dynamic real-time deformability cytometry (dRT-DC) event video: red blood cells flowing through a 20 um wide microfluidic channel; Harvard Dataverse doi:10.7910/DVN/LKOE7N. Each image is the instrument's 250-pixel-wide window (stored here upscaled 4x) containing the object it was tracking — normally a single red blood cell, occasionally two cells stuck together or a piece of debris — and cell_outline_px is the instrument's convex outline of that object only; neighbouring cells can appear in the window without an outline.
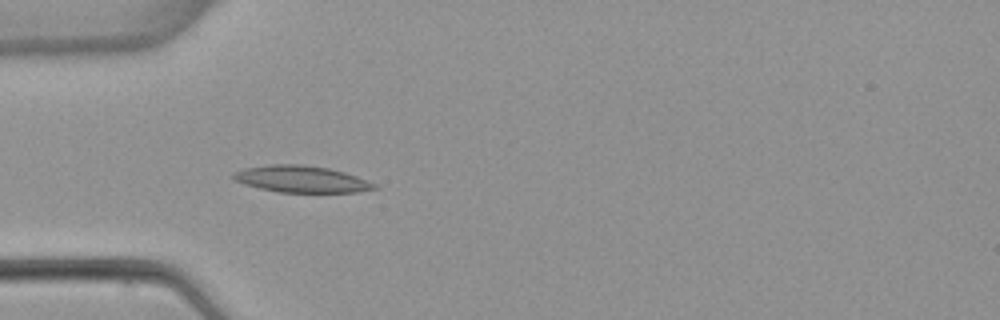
{"species": "common noctule bat (a hibernating species)", "species_latin": "Nyctalus noctula", "temperature_condition": "warm", "stored_images_in_passage": 4, "camera_frame_rate_fps": 3000, "um_per_image_px": 0.085, "animal": {"sex": "female", "body_mass_g": 22.7, "forearm_length_mm": 54.2}, "frame": {"image": 1, "passage_image": 4, "time_ms": 3.667, "image_size_px": [1000, 320], "cell_outline_px": [[380, 188], [356, 192], [280, 192], [260, 188], [244, 184], [236, 180], [232, 176], [232, 172], [244, 168], [268, 164], [304, 164], [328, 168], [344, 172], [356, 176], [376, 184]], "centroid_in_image_um": [25.61, 15.21], "position_along_channel_um": 59.4, "area_um2": 21.91}}